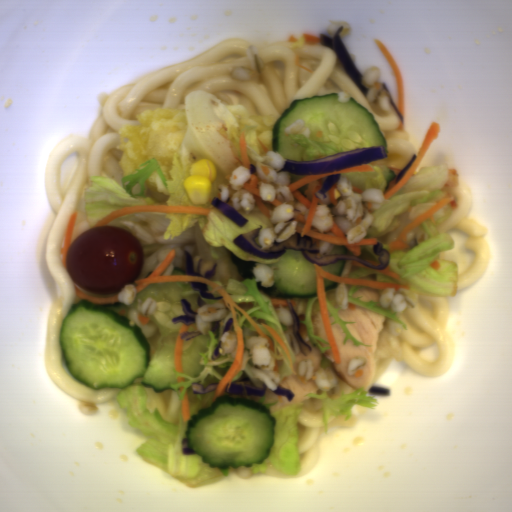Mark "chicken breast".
I'll return each instance as SVG.
<instances>
[{
    "label": "chicken breast",
    "mask_w": 512,
    "mask_h": 512,
    "mask_svg": "<svg viewBox=\"0 0 512 512\" xmlns=\"http://www.w3.org/2000/svg\"><path fill=\"white\" fill-rule=\"evenodd\" d=\"M342 320L355 321L346 323L350 333L360 342L368 345L357 347L350 339L344 344L345 332L335 323L330 325V331L337 346L340 364H336L331 348L324 354L330 361L332 370L337 379L348 384L353 390L363 388L364 392L370 390L375 377L376 345L377 340L386 322V315L371 311L348 301V309L342 308L337 314ZM363 355L367 357L368 364L360 368L357 373L347 375V364L351 357Z\"/></svg>",
    "instance_id": "chicken-breast-1"
},
{
    "label": "chicken breast",
    "mask_w": 512,
    "mask_h": 512,
    "mask_svg": "<svg viewBox=\"0 0 512 512\" xmlns=\"http://www.w3.org/2000/svg\"><path fill=\"white\" fill-rule=\"evenodd\" d=\"M311 326L313 334L316 337L322 338L329 343L322 319L318 297L312 307Z\"/></svg>",
    "instance_id": "chicken-breast-2"
},
{
    "label": "chicken breast",
    "mask_w": 512,
    "mask_h": 512,
    "mask_svg": "<svg viewBox=\"0 0 512 512\" xmlns=\"http://www.w3.org/2000/svg\"><path fill=\"white\" fill-rule=\"evenodd\" d=\"M381 288H369L362 286L352 297L361 296L360 301H374L375 303H380L381 297Z\"/></svg>",
    "instance_id": "chicken-breast-3"
},
{
    "label": "chicken breast",
    "mask_w": 512,
    "mask_h": 512,
    "mask_svg": "<svg viewBox=\"0 0 512 512\" xmlns=\"http://www.w3.org/2000/svg\"><path fill=\"white\" fill-rule=\"evenodd\" d=\"M325 293H326V297L330 300V301H335V287L332 288V289H329V290H325ZM336 302V301H335Z\"/></svg>",
    "instance_id": "chicken-breast-4"
},
{
    "label": "chicken breast",
    "mask_w": 512,
    "mask_h": 512,
    "mask_svg": "<svg viewBox=\"0 0 512 512\" xmlns=\"http://www.w3.org/2000/svg\"><path fill=\"white\" fill-rule=\"evenodd\" d=\"M318 341H319V340H318ZM319 343H320V345H321V347H322V348H323V347H331L330 343H322V342H320V341H319Z\"/></svg>",
    "instance_id": "chicken-breast-5"
},
{
    "label": "chicken breast",
    "mask_w": 512,
    "mask_h": 512,
    "mask_svg": "<svg viewBox=\"0 0 512 512\" xmlns=\"http://www.w3.org/2000/svg\"><path fill=\"white\" fill-rule=\"evenodd\" d=\"M329 318H330V325H331L335 320H334L333 316H329Z\"/></svg>",
    "instance_id": "chicken-breast-6"
}]
</instances>
